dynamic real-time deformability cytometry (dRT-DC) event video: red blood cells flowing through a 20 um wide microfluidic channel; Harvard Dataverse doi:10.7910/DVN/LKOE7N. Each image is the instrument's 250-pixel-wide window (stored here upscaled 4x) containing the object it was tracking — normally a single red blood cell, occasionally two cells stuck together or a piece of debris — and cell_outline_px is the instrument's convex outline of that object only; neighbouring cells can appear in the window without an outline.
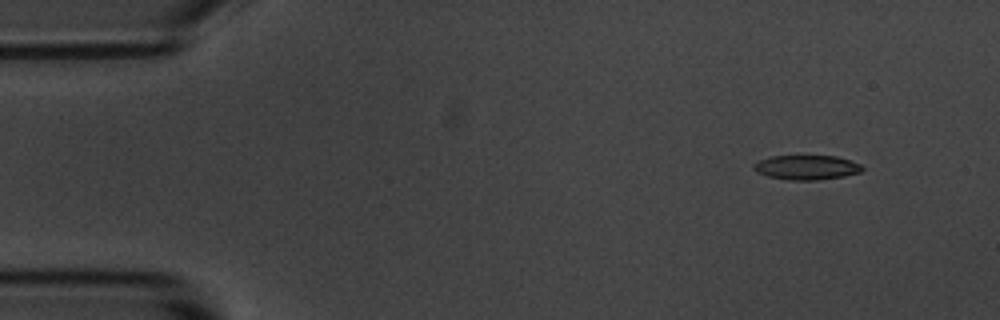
{"species": "common noctule bat (a hibernating species)", "species_latin": "Nyctalus noctula", "temperature_condition": "room temperature", "stored_images_in_passage": 4, "camera_frame_rate_fps": 3000, "um_per_image_px": 0.085, "animal": {"sex": "male", "body_mass_g": 20.1, "forearm_length_mm": 53.5}, "frame": {"image": 1, "passage_image": 2, "time_ms": 0.333, "image_size_px": [1000, 320], "cell_outline_px": [[864, 168], [860, 172], [844, 176], [820, 180], [788, 180], [768, 176], [756, 172], [752, 168], [752, 164], [760, 160], [772, 156], [836, 156], [860, 164]], "centroid_in_image_um": [68.53, 14.24], "position_along_channel_um": 16.5, "area_um2": 15.49}}
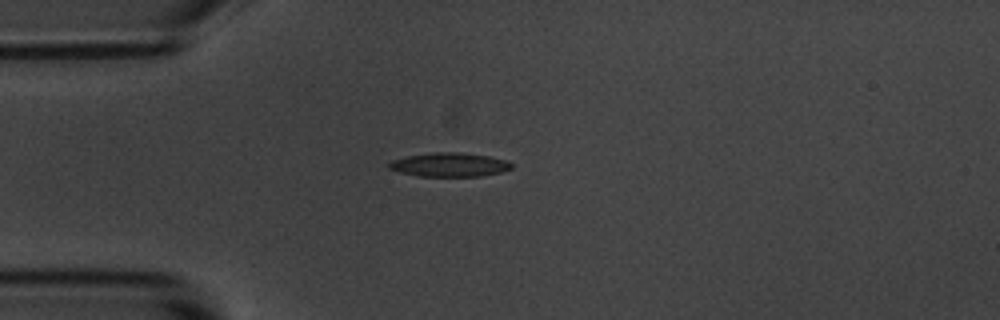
{"frame": {"image": 2, "passage_image": 4, "time_ms": 1.0, "image_size_px": [1000, 320], "cell_outline_px": [[512, 168], [500, 172], [480, 176], [420, 176], [400, 172], [388, 168], [388, 164], [392, 160], [408, 156], [432, 152], [460, 152], [488, 156], [508, 160], [512, 164]], "centroid_in_image_um": [38.21, 13.99], "position_along_channel_um": 46.8, "area_um2": 16.99}}